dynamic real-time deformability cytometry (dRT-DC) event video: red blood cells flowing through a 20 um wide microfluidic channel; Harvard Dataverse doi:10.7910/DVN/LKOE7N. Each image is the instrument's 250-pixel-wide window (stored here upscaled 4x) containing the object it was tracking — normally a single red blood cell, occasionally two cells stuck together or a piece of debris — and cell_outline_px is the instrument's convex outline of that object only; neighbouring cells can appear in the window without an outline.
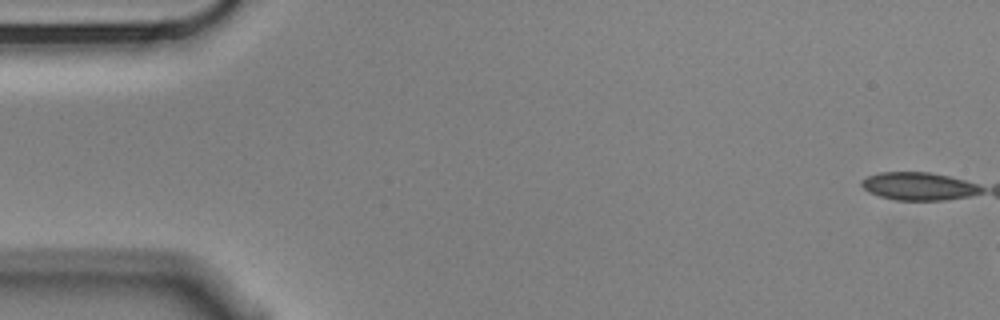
{"species": "Egyptian fruit bat (a non-hibernating species)", "species_latin": "Rousettus aegyptiacus", "temperature_condition": "cold", "stored_images_in_passage": 13, "camera_frame_rate_fps": 3000, "um_per_image_px": 0.085, "animal": {"sex": "male"}, "frame": {"image": 1, "passage_image": 1, "time_ms": 0.0, "image_size_px": [1000, 320], "cell_outline_px": [[980, 188], [972, 192], [956, 196], [924, 200], [908, 200], [888, 196], [876, 192], [868, 188], [864, 184], [864, 180], [876, 176], [896, 172], [916, 172], [940, 176], [956, 180]], "centroid_in_image_um": [77.98, 15.82], "position_along_channel_um": 7.0, "area_um2": 16.01}}